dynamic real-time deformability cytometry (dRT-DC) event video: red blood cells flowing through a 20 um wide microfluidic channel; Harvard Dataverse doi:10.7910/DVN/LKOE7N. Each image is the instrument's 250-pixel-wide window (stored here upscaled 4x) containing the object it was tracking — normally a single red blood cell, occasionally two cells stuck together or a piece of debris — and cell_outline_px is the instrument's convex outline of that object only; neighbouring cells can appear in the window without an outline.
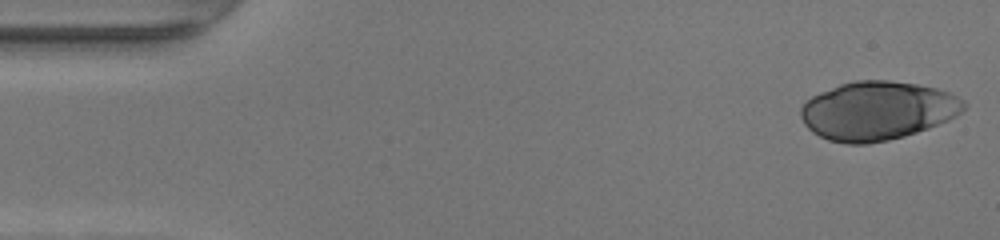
{"species": "human", "species_latin": "Homo sapiens", "temperature_condition": "warm", "stored_images_in_passage": 47, "camera_frame_rate_fps": 3000, "um_per_image_px": 0.085, "donor": {"sex": "female"}, "frame": {"image": 1, "passage_image": 1, "time_ms": 0.0, "image_size_px": [1000, 240], "cell_outline_px": [[968, 104], [956, 116], [948, 120], [928, 128], [904, 136], [888, 140], [868, 144], [844, 144], [828, 140], [812, 132], [804, 124], [800, 116], [800, 108], [812, 96], [820, 92], [840, 84], [856, 80], [888, 80], [916, 84], [936, 88], [948, 92], [964, 100]], "centroid_in_image_um": [74.57, 9.41], "position_along_channel_um": 10.4, "area_um2": 55.78}}